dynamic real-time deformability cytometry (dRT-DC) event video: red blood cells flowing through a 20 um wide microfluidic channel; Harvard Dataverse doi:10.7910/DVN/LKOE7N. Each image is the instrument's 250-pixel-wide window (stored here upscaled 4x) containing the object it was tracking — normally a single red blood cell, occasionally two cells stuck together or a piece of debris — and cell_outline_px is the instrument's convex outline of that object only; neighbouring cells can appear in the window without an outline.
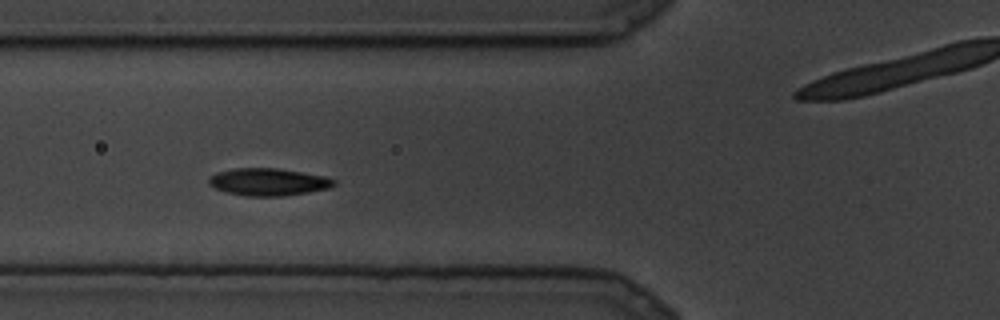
{"species": "common noctule bat (a hibernating species)", "species_latin": "Nyctalus noctula", "temperature_condition": "cold", "stored_images_in_passage": 21, "camera_frame_rate_fps": 3000, "um_per_image_px": 0.085, "animal": {"sex": "male", "body_mass_g": 19.5, "forearm_length_mm": 54.6}, "frame": {"image": 1, "passage_image": 5, "time_ms": 1.333, "image_size_px": [1000, 320], "cell_outline_px": [[336, 184], [328, 188], [308, 192], [280, 196], [248, 196], [228, 192], [216, 188], [208, 184], [208, 176], [216, 172], [232, 168], [276, 168], [324, 176], [336, 180]], "centroid_in_image_um": [22.77, 15.45], "position_along_channel_um": 103.0, "area_um2": 19.83}}
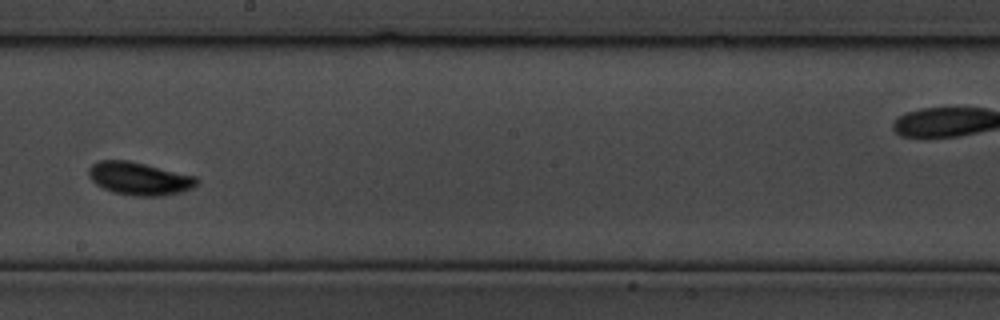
{"frame": {"image": 2, "passage_image": 10, "time_ms": 3.0, "image_size_px": [1000, 320], "cell_outline_px": [[200, 180], [192, 188], [180, 192], [160, 196], [132, 196], [112, 192], [96, 184], [88, 176], [88, 168], [92, 164], [100, 160], [128, 160], [196, 176]], "centroid_in_image_um": [11.82, 15.18], "position_along_channel_um": 236.4, "area_um2": 20.75}}
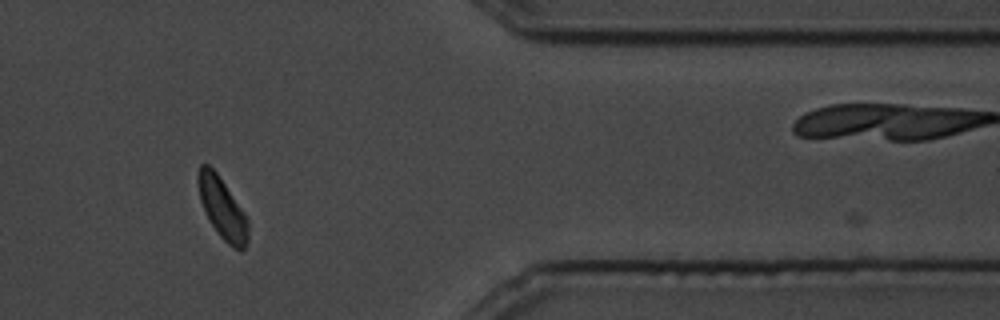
{"frame": {"image": 3, "passage_image": 17, "time_ms": 5.333, "image_size_px": [1000, 320], "cell_outline_px": [[248, 240], [244, 248], [240, 252], [232, 248], [220, 236], [212, 224], [200, 200], [196, 180], [196, 176], [200, 164], [208, 164], [216, 172], [244, 212], [248, 220]], "centroid_in_image_um": [18.89, 17.7], "position_along_channel_um": 392.5, "area_um2": 17.69}}